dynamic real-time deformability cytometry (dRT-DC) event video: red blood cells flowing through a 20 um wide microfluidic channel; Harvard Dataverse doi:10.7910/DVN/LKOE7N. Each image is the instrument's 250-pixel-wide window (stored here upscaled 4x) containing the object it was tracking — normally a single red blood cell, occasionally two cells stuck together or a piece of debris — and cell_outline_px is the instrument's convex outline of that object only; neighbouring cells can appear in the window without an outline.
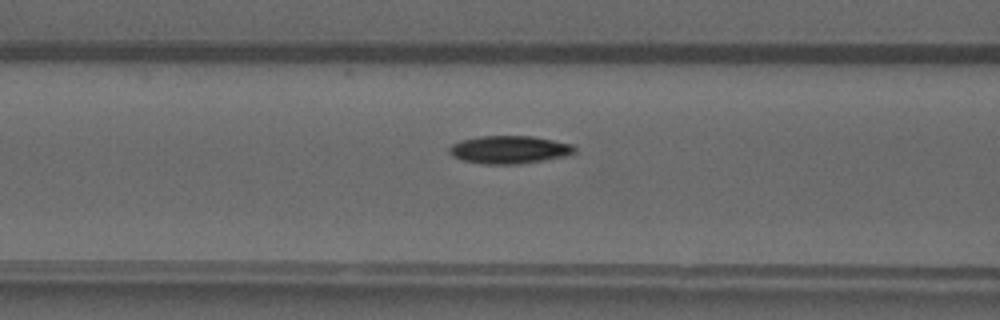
{"species": "common noctule bat (a hibernating species)", "species_latin": "Nyctalus noctula", "temperature_condition": "warm", "stored_images_in_passage": 35, "camera_frame_rate_fps": 3000, "um_per_image_px": 0.085, "animal": {"sex": "male", "forearm_length_mm": 52.5}, "frame": {"image": 1, "passage_image": 6, "time_ms": 1.667, "image_size_px": [1000, 320], "cell_outline_px": [[576, 152], [572, 156], [520, 164], [484, 164], [464, 160], [452, 156], [448, 152], [448, 148], [452, 144], [460, 140], [480, 136], [532, 136], [572, 144], [576, 148]], "centroid_in_image_um": [43.33, 12.73], "position_along_channel_um": 123.3, "area_um2": 20.63}}
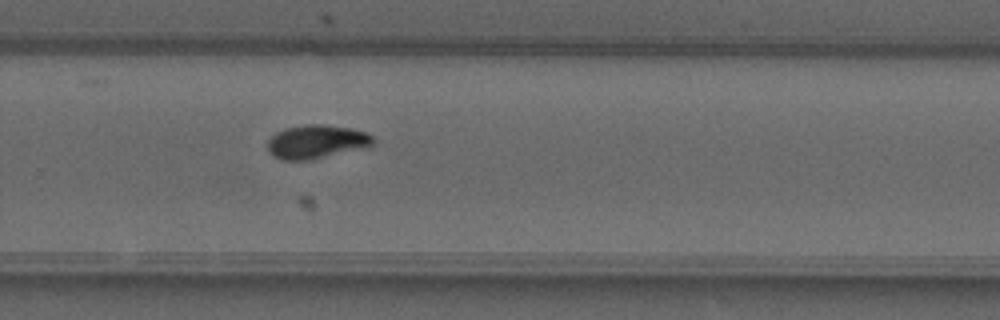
{"frame": {"image": 2, "passage_image": 19, "time_ms": 6.0, "image_size_px": [1000, 320], "cell_outline_px": [[376, 140], [368, 148], [308, 160], [280, 160], [272, 156], [268, 152], [268, 140], [276, 132], [284, 128], [304, 124], [320, 124], [352, 128], [368, 132]], "centroid_in_image_um": [26.92, 12.05], "position_along_channel_um": 302.9, "area_um2": 21.1}}
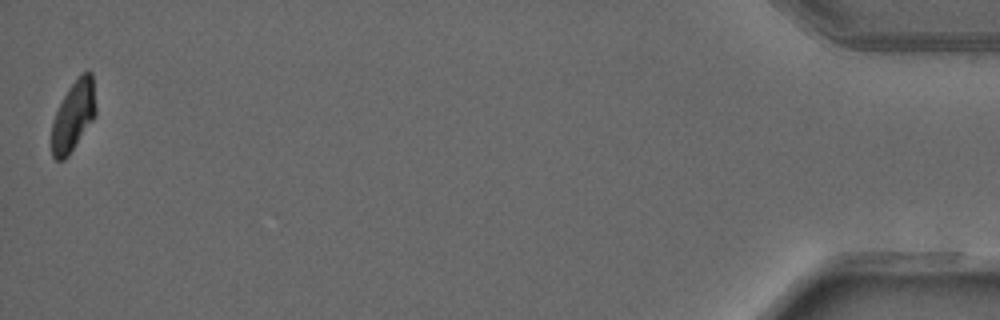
{"frame": {"image": 3, "passage_image": 35, "time_ms": 11.333, "image_size_px": [1000, 320], "cell_outline_px": [[96, 116], [68, 156], [64, 160], [56, 160], [52, 156], [52, 120], [68, 88], [76, 76], [88, 68], [92, 72], [96, 108]], "centroid_in_image_um": [6.26, 9.8], "position_along_channel_um": 428.9, "area_um2": 18.26}, "authors_computed_cell_mechanics": {"area_um2": 20.23, "velocity_mm_per_s": 4.1714, "shape_relaxation_time_tau1_ms": 4.5435, "shape_relaxation_time_tau2_ms": 7.4872, "deformation_change_tau1": 0.1818, "deformation_change_tau2": 0.0842}}